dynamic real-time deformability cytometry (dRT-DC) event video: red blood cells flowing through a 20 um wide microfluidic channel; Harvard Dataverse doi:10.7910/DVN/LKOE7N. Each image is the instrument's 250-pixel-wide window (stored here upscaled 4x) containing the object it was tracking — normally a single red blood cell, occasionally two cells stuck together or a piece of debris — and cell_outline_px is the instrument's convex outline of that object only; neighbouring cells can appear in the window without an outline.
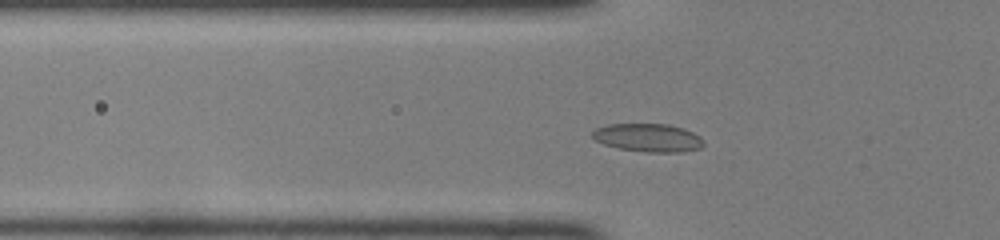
{"species": "common noctule bat (a hibernating species)", "species_latin": "Nyctalus noctula", "temperature_condition": "room temperature", "stored_images_in_passage": 45, "camera_frame_rate_fps": 3000, "um_per_image_px": 0.085, "animal": {"sex": "female", "body_mass_g": 22.0, "forearm_length_mm": 56.7}, "frame": {"image": 1, "passage_image": 12, "time_ms": 3.667, "image_size_px": [1000, 240], "cell_outline_px": [[704, 144], [700, 148], [680, 152], [644, 152], [620, 148], [604, 144], [596, 140], [592, 136], [592, 132], [596, 128], [608, 124], [668, 124], [684, 128], [700, 136], [704, 140]], "centroid_in_image_um": [55.11, 11.7], "position_along_channel_um": 70.7, "area_um2": 18.26}}
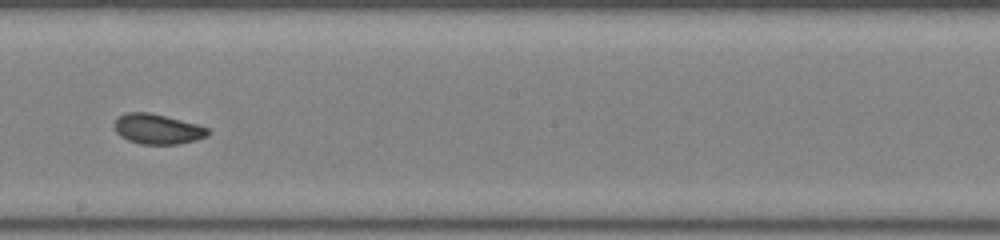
{"frame": {"image": 2, "passage_image": 24, "time_ms": 7.667, "image_size_px": [1000, 240], "cell_outline_px": [[208, 136], [196, 140], [180, 144], [140, 144], [128, 140], [120, 136], [116, 132], [112, 124], [124, 112], [148, 112], [196, 124], [208, 128]], "centroid_in_image_um": [13.35, 10.97], "position_along_channel_um": 234.9, "area_um2": 16.36}}
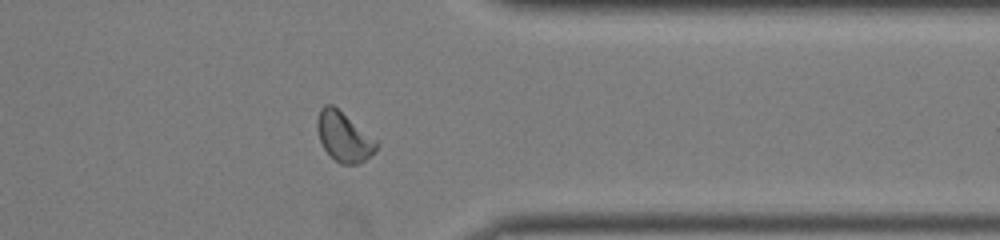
{"frame": {"image": 3, "passage_image": 35, "time_ms": 11.333, "image_size_px": [1000, 240], "cell_outline_px": [[380, 144], [360, 164], [340, 164], [324, 148], [320, 140], [316, 128], [316, 120], [320, 108], [324, 104], [332, 104], [380, 140]], "centroid_in_image_um": [29.25, 11.59], "position_along_channel_um": 382.2, "area_um2": 17.34}, "authors_computed_cell_mechanics": {"area_um2": 16.6464, "velocity_mm_per_s": 4.129, "shape_relaxation_time_tau1_ms": 2.9024, "shape_relaxation_time_tau2_ms": 1.3527, "deformation_change_tau1": 0.1249, "deformation_change_tau2": 0.0529}}